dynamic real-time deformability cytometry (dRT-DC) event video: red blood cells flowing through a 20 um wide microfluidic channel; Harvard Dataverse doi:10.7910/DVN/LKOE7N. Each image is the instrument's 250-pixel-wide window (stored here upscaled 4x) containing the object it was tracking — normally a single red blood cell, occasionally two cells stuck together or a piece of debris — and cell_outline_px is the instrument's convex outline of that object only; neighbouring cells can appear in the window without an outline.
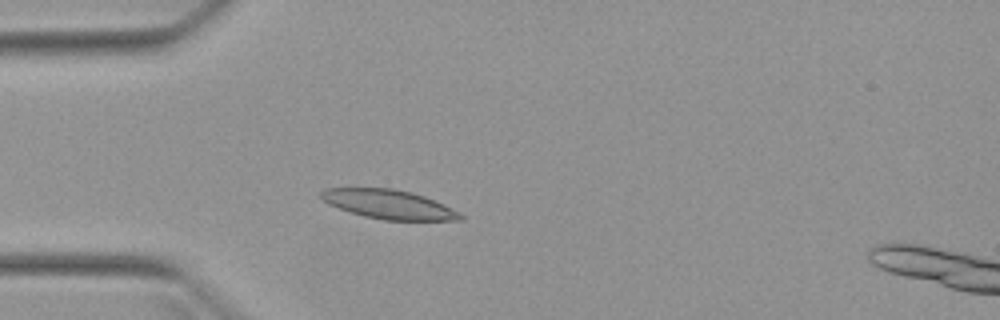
{"species": "Egyptian fruit bat (a non-hibernating species)", "species_latin": "Rousettus aegyptiacus", "temperature_condition": "warm", "stored_images_in_passage": 3, "camera_frame_rate_fps": 3000, "um_per_image_px": 0.085, "animal": {"sex": "female"}, "frame": {"image": 1, "passage_image": 3, "time_ms": 2.667, "image_size_px": [1000, 320], "cell_outline_px": [[464, 220], [384, 220], [364, 216], [348, 212], [328, 204], [320, 196], [320, 192], [324, 188], [392, 188], [412, 192], [424, 196], [444, 204], [460, 212], [464, 216]], "centroid_in_image_um": [33.05, 17.37], "position_along_channel_um": 51.9, "area_um2": 23.76}}